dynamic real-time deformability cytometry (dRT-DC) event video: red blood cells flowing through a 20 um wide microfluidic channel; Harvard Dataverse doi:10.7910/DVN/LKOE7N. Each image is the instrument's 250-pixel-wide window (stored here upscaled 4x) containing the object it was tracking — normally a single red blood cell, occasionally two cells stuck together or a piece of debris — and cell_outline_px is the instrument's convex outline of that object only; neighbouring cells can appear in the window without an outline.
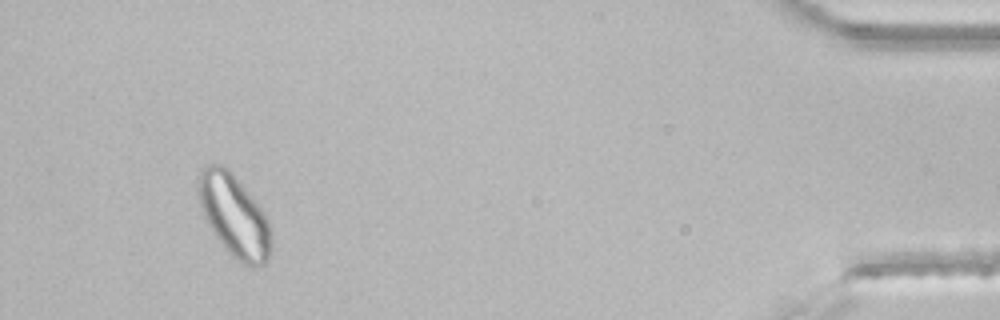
{"species": "common noctule bat (a hibernating species)", "species_latin": "Nyctalus noctula", "temperature_condition": "room temperature", "stored_images_in_passage": 38, "segment_of_instrument_passage": [2, 2], "camera_frame_rate_fps": 3000, "um_per_image_px": 0.085, "animal": {"sex": "male", "body_mass_g": 21.5, "forearm_length_mm": 52.0}, "frame": {"image": 1, "passage_image": 35, "time_ms": 11.333, "image_size_px": [1000, 320], "cell_outline_px": [[272, 248], [268, 260], [264, 264], [256, 268], [252, 268], [240, 264], [228, 252], [216, 236], [208, 224], [204, 216], [196, 192], [196, 180], [204, 164], [224, 164], [228, 168], [264, 212], [268, 220], [272, 232]], "centroid_in_image_um": [19.9, 18.35], "position_along_channel_um": 415.3, "area_um2": 35.43}}